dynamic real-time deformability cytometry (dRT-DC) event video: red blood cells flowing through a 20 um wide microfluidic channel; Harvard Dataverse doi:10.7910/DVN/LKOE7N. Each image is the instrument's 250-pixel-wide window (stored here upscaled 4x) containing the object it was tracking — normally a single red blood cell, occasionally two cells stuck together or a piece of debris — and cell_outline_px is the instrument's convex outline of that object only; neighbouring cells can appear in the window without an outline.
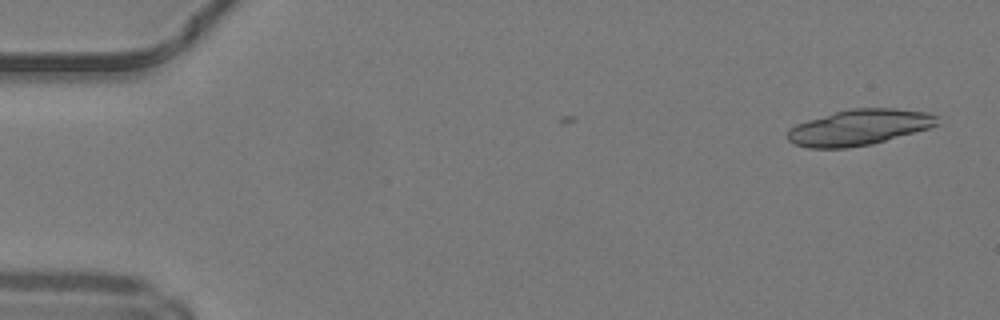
{"species": "common noctule bat (a hibernating species)", "species_latin": "Nyctalus noctula", "temperature_condition": "warm", "stored_images_in_passage": 5, "camera_frame_rate_fps": 3000, "um_per_image_px": 0.085, "animal": {"sex": "male", "body_mass_g": 19.2, "forearm_length_mm": 51.8}, "frame": {"image": 1, "passage_image": 1, "time_ms": 0.0, "image_size_px": [1000, 320], "cell_outline_px": [[940, 124], [928, 128], [872, 144], [848, 148], [808, 148], [792, 144], [784, 136], [788, 128], [796, 124], [808, 120], [848, 108], [892, 108], [928, 112], [936, 116]], "centroid_in_image_um": [72.96, 10.83], "position_along_channel_um": 12.0, "area_um2": 31.39}}